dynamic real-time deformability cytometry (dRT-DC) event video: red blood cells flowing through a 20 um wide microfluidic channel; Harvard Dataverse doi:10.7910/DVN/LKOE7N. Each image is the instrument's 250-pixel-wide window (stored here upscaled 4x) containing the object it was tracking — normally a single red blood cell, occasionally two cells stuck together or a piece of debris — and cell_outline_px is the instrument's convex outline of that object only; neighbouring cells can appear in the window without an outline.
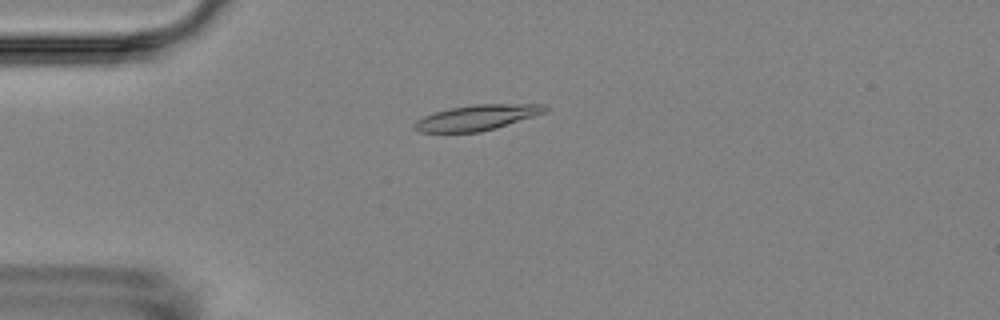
{"species": "Egyptian fruit bat (a non-hibernating species)", "species_latin": "Rousettus aegyptiacus", "temperature_condition": "room temperature", "stored_images_in_passage": 5, "camera_frame_rate_fps": 3000, "um_per_image_px": 0.085, "animal": {"sex": "female"}, "frame": {"image": 1, "passage_image": 5, "time_ms": 4.667, "image_size_px": [1000, 320], "cell_outline_px": [[548, 112], [496, 128], [480, 132], [420, 132], [412, 128], [412, 124], [416, 120], [424, 116], [436, 112], [452, 108], [476, 104], [548, 104]], "centroid_in_image_um": [40.58, 9.99], "position_along_channel_um": 44.4, "area_um2": 19.42}}